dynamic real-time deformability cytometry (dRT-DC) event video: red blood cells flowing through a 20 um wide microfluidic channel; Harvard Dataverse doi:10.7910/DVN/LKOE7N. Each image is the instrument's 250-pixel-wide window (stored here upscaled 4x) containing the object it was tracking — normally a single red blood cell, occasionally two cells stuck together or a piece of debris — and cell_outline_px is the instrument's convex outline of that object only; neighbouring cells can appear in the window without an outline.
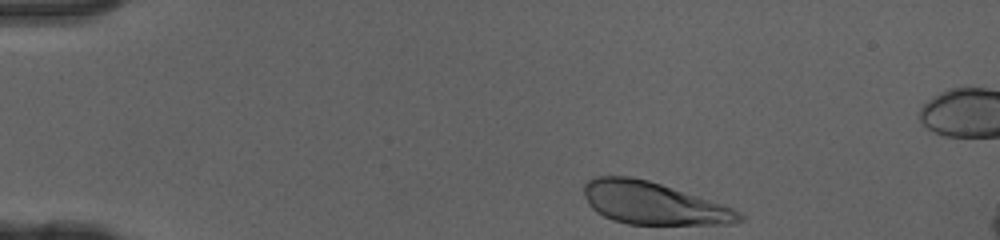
{"species": "human", "species_latin": "Homo sapiens", "temperature_condition": "cold", "stored_images_in_passage": 35, "camera_frame_rate_fps": 3000, "um_per_image_px": 0.085, "donor": {"sex": "female"}, "frame": {"image": 1, "passage_image": 1, "time_ms": 0.0, "image_size_px": [1000, 240], "cell_outline_px": [[744, 220], [732, 224], [628, 224], [612, 220], [596, 212], [588, 204], [584, 196], [584, 184], [588, 180], [596, 176], [628, 176], [648, 180], [732, 208], [740, 212], [744, 216]], "centroid_in_image_um": [55.49, 17.28], "position_along_channel_um": 29.5, "area_um2": 37.97}}
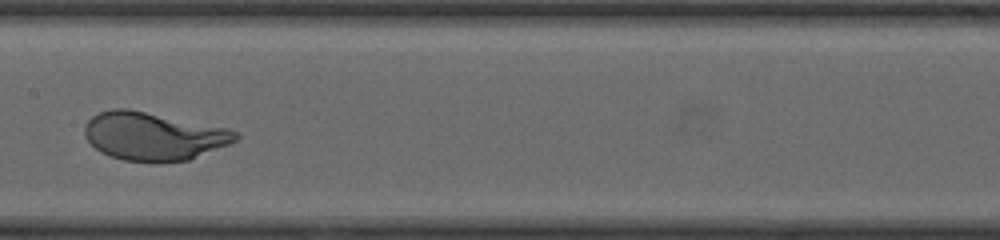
{"frame": {"image": 2, "passage_image": 19, "time_ms": 6.0, "image_size_px": [1000, 240], "cell_outline_px": [[240, 136], [232, 144], [188, 160], [160, 164], [152, 164], [124, 160], [100, 152], [84, 136], [84, 124], [92, 116], [100, 112], [112, 108], [128, 108], [228, 128], [236, 132]], "centroid_in_image_um": [13.06, 11.6], "position_along_channel_um": 194.3, "area_um2": 42.95}}
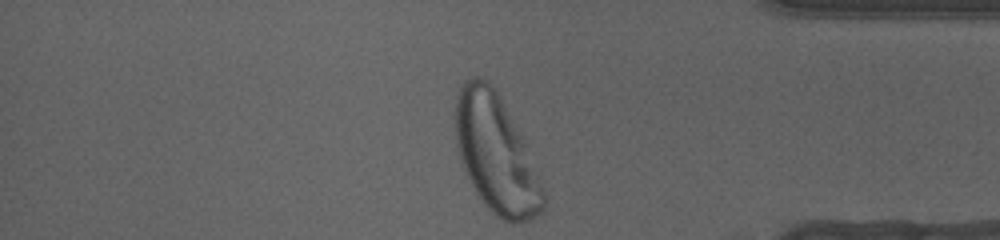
{"frame": {"image": 3, "passage_image": 35, "time_ms": 11.333, "image_size_px": [1000, 240], "cell_outline_px": [[544, 208], [536, 216], [520, 224], [512, 224], [496, 216], [480, 200], [460, 160], [456, 144], [456, 96], [460, 84], [464, 80], [472, 76], [480, 76], [496, 92], [520, 136], [524, 144], [540, 180], [544, 192]], "centroid_in_image_um": [42.13, 13.13], "position_along_channel_um": 393.1, "area_um2": 59.01}, "authors_computed_cell_mechanics": {"area_um2": 41.7316, "velocity_mm_per_s": 4.0485, "shape_relaxation_time_tau1_ms": 2.9125, "shape_relaxation_time_tau2_ms": null, "deformation_change_tau1": 0.1827, "deformation_change_tau2": null}}